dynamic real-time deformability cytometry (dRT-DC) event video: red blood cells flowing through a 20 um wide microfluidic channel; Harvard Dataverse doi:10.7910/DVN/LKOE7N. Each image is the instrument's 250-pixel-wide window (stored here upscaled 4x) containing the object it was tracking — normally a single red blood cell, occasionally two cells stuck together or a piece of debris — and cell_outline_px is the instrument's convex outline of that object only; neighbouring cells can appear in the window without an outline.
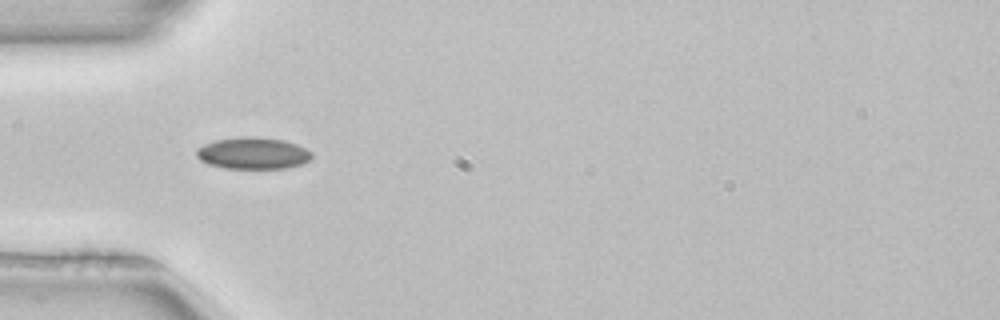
{"species": "common noctule bat (a hibernating species)", "species_latin": "Nyctalus noctula", "temperature_condition": "room temperature", "stored_images_in_passage": 37, "camera_frame_rate_fps": 3000, "um_per_image_px": 0.085, "animal": {"sex": "female", "body_mass_g": 22.7, "forearm_length_mm": 54.2}, "frame": {"image": 1, "passage_image": 6, "time_ms": 1.667, "image_size_px": [1000, 320], "cell_outline_px": [[312, 156], [308, 160], [300, 164], [288, 168], [224, 168], [208, 164], [200, 160], [196, 156], [196, 148], [204, 144], [216, 140], [240, 136], [256, 136], [284, 140], [296, 144], [312, 152]], "centroid_in_image_um": [21.47, 13.01], "position_along_channel_um": 63.5, "area_um2": 21.39}}
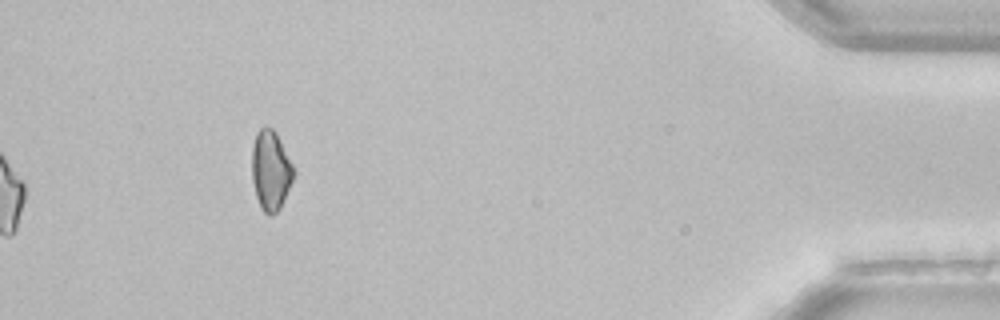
{"frame": {"image": 2, "passage_image": 37, "time_ms": 12.0, "image_size_px": [1000, 320], "cell_outline_px": [[296, 172], [280, 208], [272, 216], [268, 216], [260, 208], [256, 196], [252, 180], [252, 148], [256, 132], [264, 124], [272, 128], [276, 132]], "centroid_in_image_um": [23.0, 14.47], "position_along_channel_um": 412.2, "area_um2": 19.54}, "authors_computed_cell_mechanics": {"area_um2": 20.3456, "velocity_mm_per_s": 4.0013, "shape_relaxation_time_tau1_ms": 8.4276, "shape_relaxation_time_tau2_ms": null, "deformation_change_tau1": 0.0729, "deformation_change_tau2": null}}